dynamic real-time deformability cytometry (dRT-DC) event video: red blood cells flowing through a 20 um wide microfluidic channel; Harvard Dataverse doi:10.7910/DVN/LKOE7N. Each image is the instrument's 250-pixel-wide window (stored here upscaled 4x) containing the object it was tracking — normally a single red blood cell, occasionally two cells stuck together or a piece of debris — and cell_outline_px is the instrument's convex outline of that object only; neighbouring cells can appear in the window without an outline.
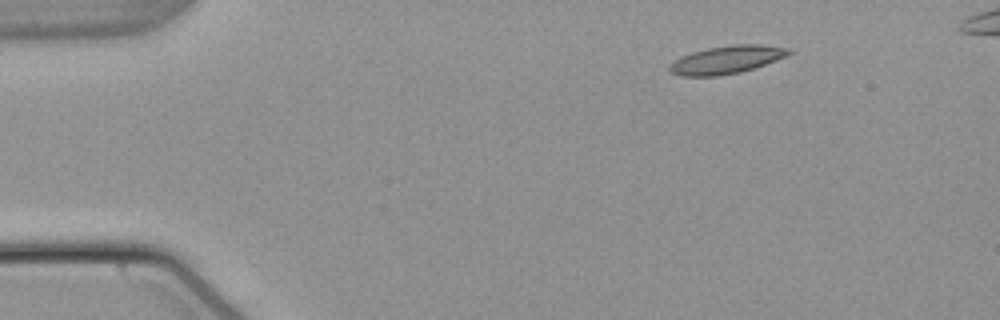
{"species": "common noctule bat (a hibernating species)", "species_latin": "Nyctalus noctula", "temperature_condition": "warm", "stored_images_in_passage": 46, "camera_frame_rate_fps": 3000, "um_per_image_px": 0.085, "animal": {"sex": "male", "body_mass_g": 21.5, "forearm_length_mm": 52.0}, "frame": {"image": 1, "passage_image": 1, "time_ms": 0.0, "image_size_px": [1000, 320], "cell_outline_px": [[792, 52], [776, 60], [740, 72], [720, 76], [680, 76], [668, 72], [668, 64], [680, 56], [692, 52], [708, 48], [732, 44], [760, 44], [792, 48]], "centroid_in_image_um": [61.7, 5.07], "position_along_channel_um": 23.3, "area_um2": 19.54}}
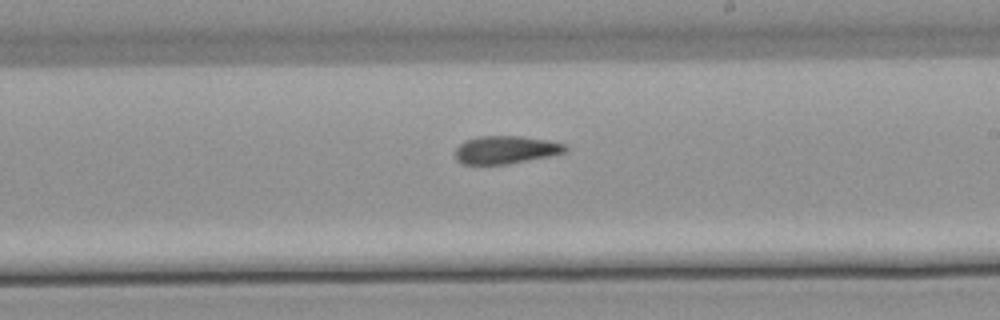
{"frame": {"image": 2, "passage_image": 25, "time_ms": 8.0, "image_size_px": [1000, 320], "cell_outline_px": [[568, 152], [508, 164], [460, 164], [456, 160], [456, 148], [464, 140], [480, 136], [520, 136], [548, 140], [568, 144]], "centroid_in_image_um": [43.01, 12.73], "position_along_channel_um": 246.0, "area_um2": 18.03}}
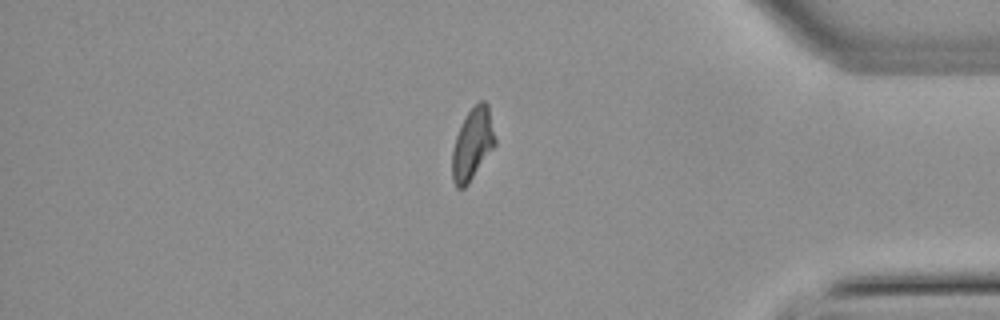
{"frame": {"image": 3, "passage_image": 39, "time_ms": 12.667, "image_size_px": [1000, 320], "cell_outline_px": [[496, 144], [468, 184], [464, 188], [456, 188], [452, 180], [452, 152], [456, 136], [468, 112], [480, 100], [484, 100], [488, 104], [496, 140]], "centroid_in_image_um": [40.16, 12.26], "position_along_channel_um": 395.0, "area_um2": 17.74}}